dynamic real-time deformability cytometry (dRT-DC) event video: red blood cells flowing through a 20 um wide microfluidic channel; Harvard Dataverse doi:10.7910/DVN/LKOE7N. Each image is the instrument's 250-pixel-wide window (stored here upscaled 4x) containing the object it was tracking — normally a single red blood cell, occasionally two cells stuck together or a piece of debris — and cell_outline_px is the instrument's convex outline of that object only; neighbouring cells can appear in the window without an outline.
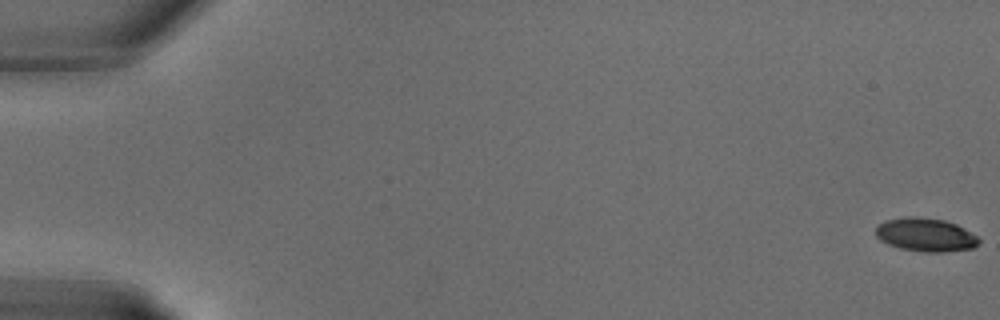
{"species": "common noctule bat (a hibernating species)", "species_latin": "Nyctalus noctula", "temperature_condition": "warm", "stored_images_in_passage": 14, "camera_frame_rate_fps": 3000, "um_per_image_px": 0.085, "animal": {"sex": "male", "body_mass_g": 18.8}, "frame": {"image": 1, "passage_image": 1, "time_ms": 0.0, "image_size_px": [1000, 320], "cell_outline_px": [[980, 244], [972, 248], [944, 252], [924, 252], [900, 248], [888, 244], [880, 240], [876, 236], [876, 228], [884, 220], [904, 216], [916, 216], [944, 220], [956, 224], [964, 228], [976, 236], [980, 240]], "centroid_in_image_um": [78.67, 19.95], "position_along_channel_um": 6.3, "area_um2": 20.17}}
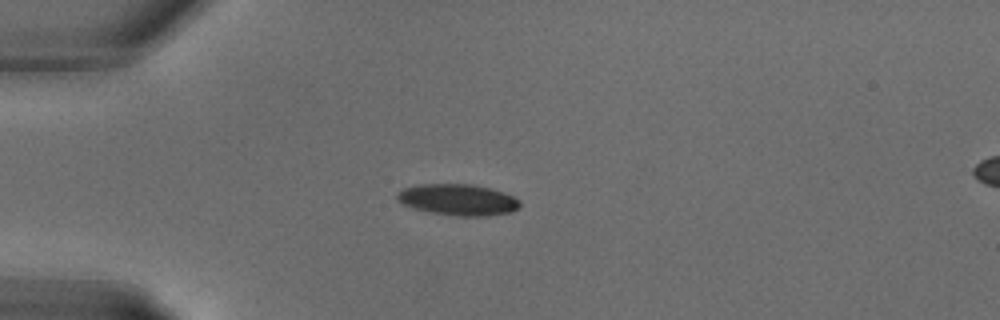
{"frame": {"image": 2, "passage_image": 9, "time_ms": 2.667, "image_size_px": [1000, 320], "cell_outline_px": [[520, 208], [512, 212], [488, 216], [460, 216], [432, 212], [412, 208], [396, 200], [396, 192], [404, 188], [420, 184], [472, 184], [492, 188], [504, 192], [520, 200]], "centroid_in_image_um": [38.95, 16.97], "position_along_channel_um": 46.1, "area_um2": 22.54}}
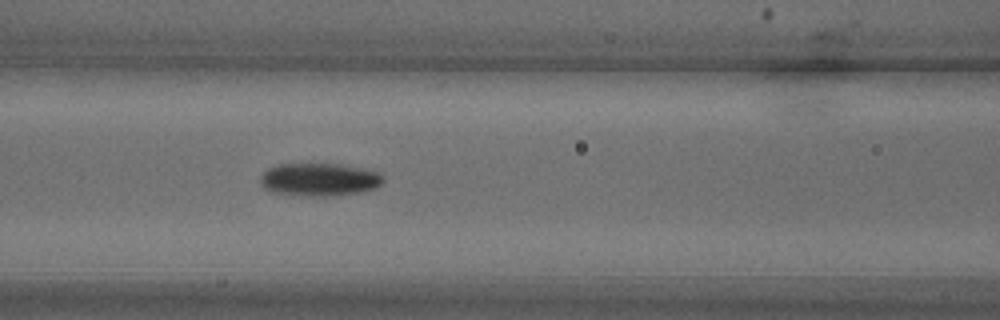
{"frame": {"image": 3, "passage_image": 14, "time_ms": 4.333, "image_size_px": [1000, 320], "cell_outline_px": [[384, 180], [376, 188], [364, 192], [336, 196], [308, 196], [268, 192], [260, 184], [260, 176], [268, 168], [276, 164], [340, 164], [380, 172], [384, 176]], "centroid_in_image_um": [27.14, 15.27], "position_along_channel_um": 139.5, "area_um2": 23.99}}